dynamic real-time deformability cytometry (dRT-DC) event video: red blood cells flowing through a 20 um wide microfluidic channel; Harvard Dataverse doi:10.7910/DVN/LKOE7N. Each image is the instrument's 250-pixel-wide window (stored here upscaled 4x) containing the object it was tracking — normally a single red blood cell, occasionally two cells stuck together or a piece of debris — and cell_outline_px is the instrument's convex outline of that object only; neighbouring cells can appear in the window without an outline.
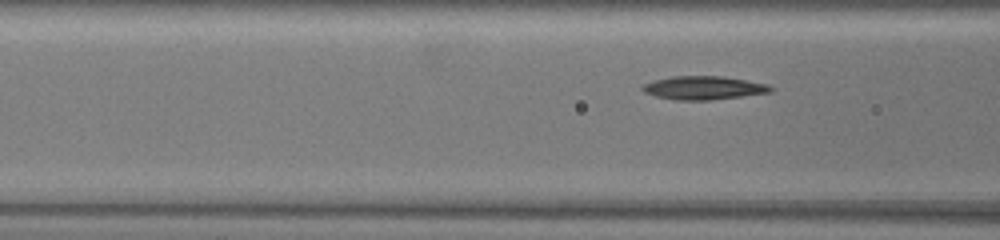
{"species": "common noctule bat (a hibernating species)", "species_latin": "Nyctalus noctula", "temperature_condition": "warm", "stored_images_in_passage": 9, "camera_frame_rate_fps": 3000, "um_per_image_px": 0.085, "animal": {"sex": "female", "body_mass_g": 19.5, "forearm_length_mm": 54.1}, "frame": {"image": 1, "passage_image": 7, "time_ms": 2.0, "image_size_px": [1000, 240], "cell_outline_px": [[772, 92], [708, 100], [676, 100], [656, 96], [644, 92], [640, 88], [644, 84], [656, 80], [672, 76], [720, 76], [768, 84], [772, 88]], "centroid_in_image_um": [59.78, 7.47], "position_along_channel_um": 106.8, "area_um2": 17.22}}